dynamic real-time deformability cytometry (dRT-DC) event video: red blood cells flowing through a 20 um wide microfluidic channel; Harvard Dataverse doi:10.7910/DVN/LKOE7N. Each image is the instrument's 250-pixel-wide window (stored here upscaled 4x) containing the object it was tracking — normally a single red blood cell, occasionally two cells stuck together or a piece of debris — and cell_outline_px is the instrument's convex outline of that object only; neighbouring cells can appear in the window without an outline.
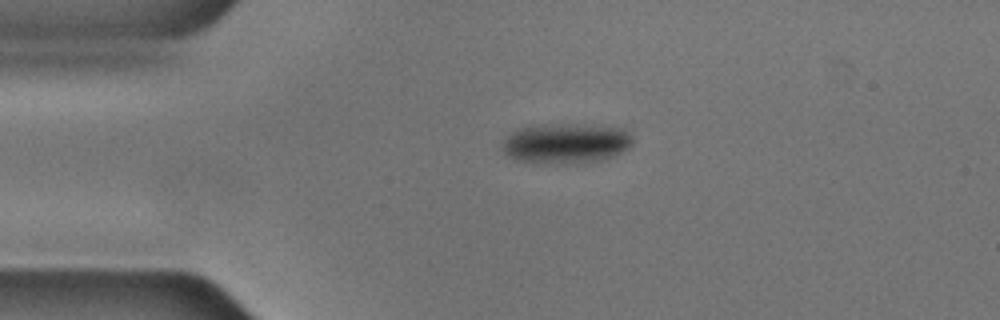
{"species": "common noctule bat (a hibernating species)", "species_latin": "Nyctalus noctula", "temperature_condition": "cold", "stored_images_in_passage": 4, "camera_frame_rate_fps": 3000, "um_per_image_px": 0.085, "animal": {"sex": "male", "body_mass_g": 17.9, "forearm_length_mm": 54.2}, "frame": {"image": 1, "passage_image": 1, "time_ms": 0.0, "image_size_px": [1000, 320], "cell_outline_px": [[636, 140], [624, 152], [616, 156], [604, 160], [572, 164], [544, 164], [516, 160], [508, 156], [504, 152], [500, 144], [500, 140], [508, 132], [516, 128], [532, 124], [568, 124], [624, 128]], "centroid_in_image_um": [48.05, 12.19], "position_along_channel_um": 37.0, "area_um2": 31.73}}